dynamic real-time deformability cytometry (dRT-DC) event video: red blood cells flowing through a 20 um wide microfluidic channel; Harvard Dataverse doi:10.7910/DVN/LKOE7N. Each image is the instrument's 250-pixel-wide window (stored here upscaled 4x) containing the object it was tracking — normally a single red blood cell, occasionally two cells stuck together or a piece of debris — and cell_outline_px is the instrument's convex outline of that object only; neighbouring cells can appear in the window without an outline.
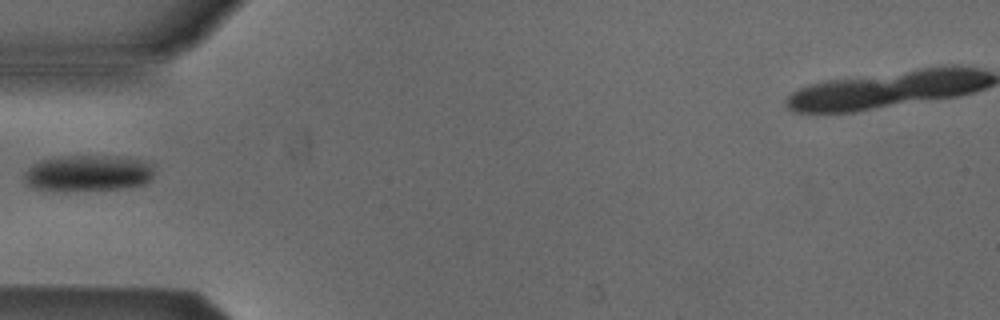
{"species": "Egyptian fruit bat (a non-hibernating species)", "species_latin": "Rousettus aegyptiacus", "temperature_condition": "cold", "stored_images_in_passage": 1, "camera_frame_rate_fps": 3000, "um_per_image_px": 0.085, "animal": {"sex": "male"}, "frame": {"image": 1, "passage_image": 1, "time_ms": 0.0, "image_size_px": [1000, 320], "cell_outline_px": [[152, 176], [144, 184], [120, 188], [64, 192], [52, 192], [32, 188], [24, 180], [24, 172], [32, 164], [40, 160], [60, 156], [116, 156], [140, 160], [152, 164]], "centroid_in_image_um": [7.38, 14.74], "position_along_channel_um": 77.6, "area_um2": 27.8}}